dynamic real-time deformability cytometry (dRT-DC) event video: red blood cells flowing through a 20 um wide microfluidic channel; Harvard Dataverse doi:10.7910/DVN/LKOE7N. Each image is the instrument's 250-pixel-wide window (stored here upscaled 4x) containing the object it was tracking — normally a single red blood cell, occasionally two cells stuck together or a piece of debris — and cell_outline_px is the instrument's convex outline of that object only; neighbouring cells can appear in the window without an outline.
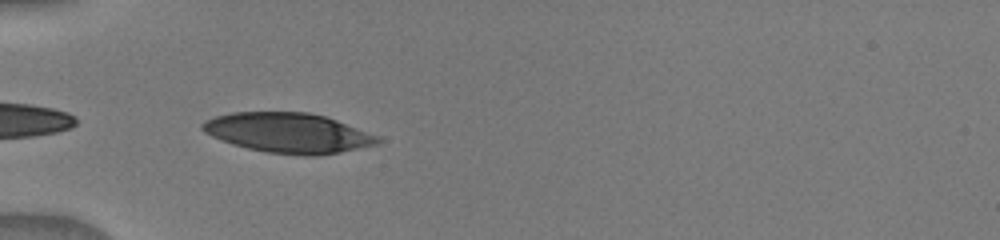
{"species": "human", "species_latin": "Homo sapiens", "temperature_condition": "warm", "stored_images_in_passage": 16, "camera_frame_rate_fps": 3000, "um_per_image_px": 0.085, "donor": {"sex": "male"}, "frame": {"image": 1, "passage_image": 12, "time_ms": 5.333, "image_size_px": [1000, 240], "cell_outline_px": [[384, 140], [380, 144], [320, 156], [304, 156], [268, 152], [248, 148], [232, 144], [212, 136], [204, 132], [200, 128], [200, 124], [204, 120], [216, 116], [232, 112], [308, 112], [324, 116], [336, 120], [380, 136]], "centroid_in_image_um": [24.53, 11.3], "position_along_channel_um": 60.5, "area_um2": 40.98}}
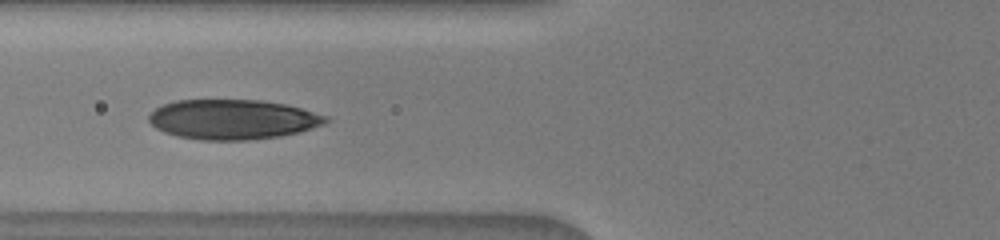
{"frame": {"image": 2, "passage_image": 14, "time_ms": 6.667, "image_size_px": [1000, 240], "cell_outline_px": [[328, 120], [324, 124], [300, 132], [280, 136], [248, 140], [200, 140], [176, 136], [164, 132], [156, 128], [148, 120], [148, 116], [156, 108], [164, 104], [176, 100], [260, 100], [284, 104], [300, 108], [328, 116]], "centroid_in_image_um": [19.77, 10.15], "position_along_channel_um": 106.0, "area_um2": 41.04}}
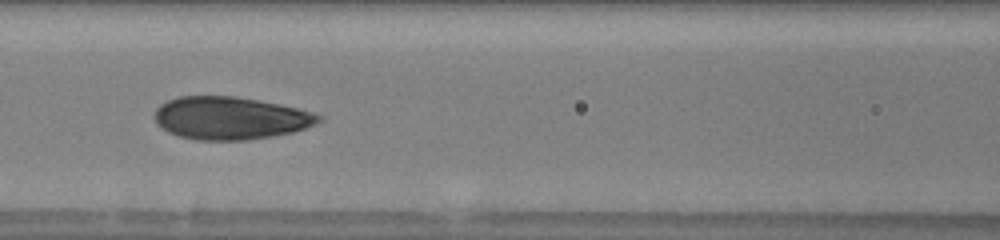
{"frame": {"image": 3, "passage_image": 15, "time_ms": 7.667, "image_size_px": [1000, 240], "cell_outline_px": [[324, 116], [316, 124], [292, 132], [272, 136], [244, 140], [196, 140], [180, 136], [168, 132], [160, 128], [156, 124], [156, 108], [160, 104], [168, 100], [180, 96], [236, 96], [260, 100], [300, 108]], "centroid_in_image_um": [19.58, 10.03], "position_along_channel_um": 147.0, "area_um2": 40.92}}